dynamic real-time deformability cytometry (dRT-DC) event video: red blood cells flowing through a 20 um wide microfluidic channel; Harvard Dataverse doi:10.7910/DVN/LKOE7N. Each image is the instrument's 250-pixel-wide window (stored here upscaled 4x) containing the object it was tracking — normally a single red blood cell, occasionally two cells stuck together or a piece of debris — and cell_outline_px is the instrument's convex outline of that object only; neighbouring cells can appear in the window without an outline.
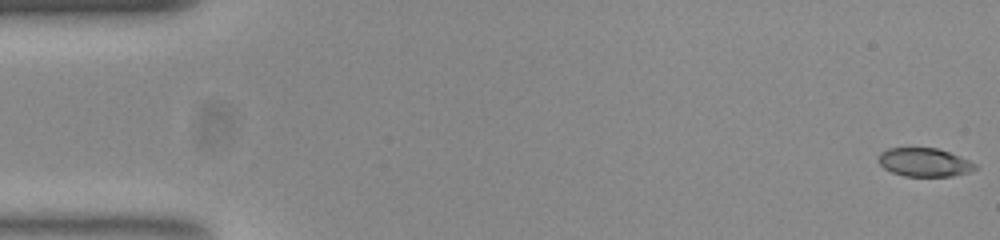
{"species": "common noctule bat (a hibernating species)", "species_latin": "Nyctalus noctula", "temperature_condition": "room temperature", "stored_images_in_passage": 53, "camera_frame_rate_fps": 3000, "um_per_image_px": 0.085, "animal": {"sex": "female", "body_mass_g": 23.0, "forearm_length_mm": 53.4}, "frame": {"image": 1, "passage_image": 1, "time_ms": 0.0, "image_size_px": [1000, 240], "cell_outline_px": [[976, 168], [968, 172], [952, 176], [904, 176], [892, 172], [884, 168], [876, 160], [880, 152], [888, 148], [936, 148], [960, 156], [976, 164]], "centroid_in_image_um": [78.52, 13.79], "position_along_channel_um": 6.5, "area_um2": 16.01}}
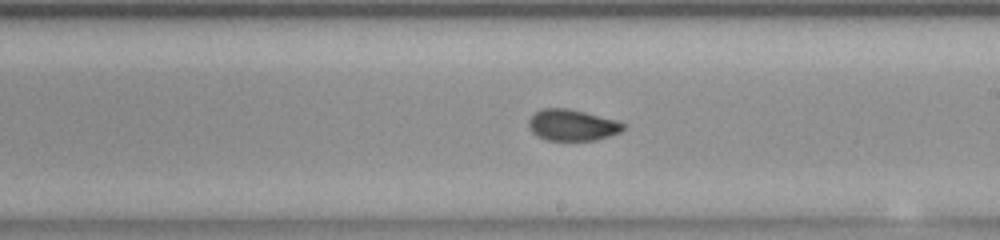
{"frame": {"image": 2, "passage_image": 30, "time_ms": 9.667, "image_size_px": [1000, 240], "cell_outline_px": [[628, 124], [620, 132], [608, 136], [592, 140], [548, 140], [532, 132], [528, 124], [528, 120], [540, 108], [568, 108], [620, 120]], "centroid_in_image_um": [48.68, 10.61], "position_along_channel_um": 240.3, "area_um2": 17.28}}
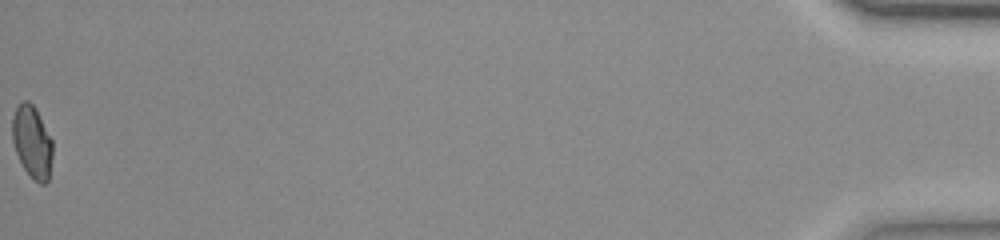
{"frame": {"image": 3, "passage_image": 53, "time_ms": 17.333, "image_size_px": [1000, 240], "cell_outline_px": [[52, 156], [48, 180], [44, 184], [40, 184], [24, 168], [16, 152], [12, 140], [12, 116], [16, 108], [24, 100], [28, 100], [36, 108], [52, 140]], "centroid_in_image_um": [2.73, 12.03], "position_along_channel_um": 432.5, "area_um2": 16.76}, "authors_computed_cell_mechanics": {"area_um2": 17.2822, "velocity_mm_per_s": 3.9015, "shape_relaxation_time_tau1_ms": 8.2076, "shape_relaxation_time_tau2_ms": 1.1405, "deformation_change_tau1": 0.1785, "deformation_change_tau2": 0.0528}}